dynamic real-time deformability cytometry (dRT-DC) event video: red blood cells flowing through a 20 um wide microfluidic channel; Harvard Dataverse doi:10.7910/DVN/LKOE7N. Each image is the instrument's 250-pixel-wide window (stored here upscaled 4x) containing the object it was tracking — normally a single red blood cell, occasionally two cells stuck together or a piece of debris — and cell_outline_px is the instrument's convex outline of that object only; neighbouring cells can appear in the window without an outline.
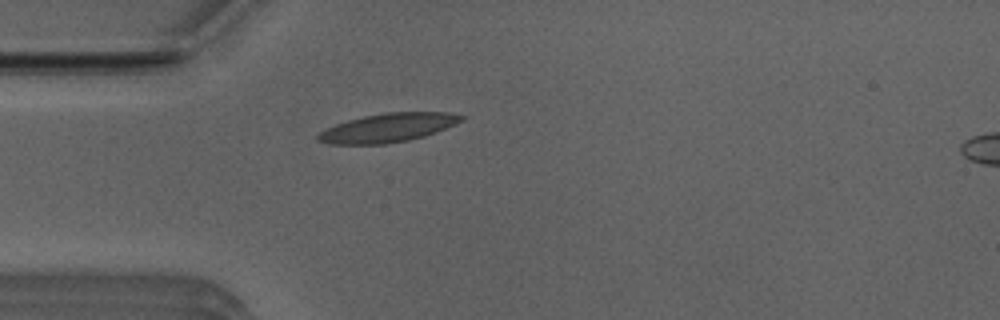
{"species": "Egyptian fruit bat (a non-hibernating species)", "species_latin": "Rousettus aegyptiacus", "temperature_condition": "room temperature", "stored_images_in_passage": 36, "camera_frame_rate_fps": 3000, "um_per_image_px": 0.085, "animal": {"sex": "male"}, "frame": {"image": 1, "passage_image": 1, "time_ms": 0.0, "image_size_px": [1000, 320], "cell_outline_px": [[468, 116], [464, 120], [436, 132], [424, 136], [408, 140], [384, 144], [332, 144], [316, 140], [316, 136], [320, 132], [336, 124], [348, 120], [364, 116], [384, 112], [448, 112]], "centroid_in_image_um": [33.01, 10.85], "position_along_channel_um": 52.0, "area_um2": 23.99}}
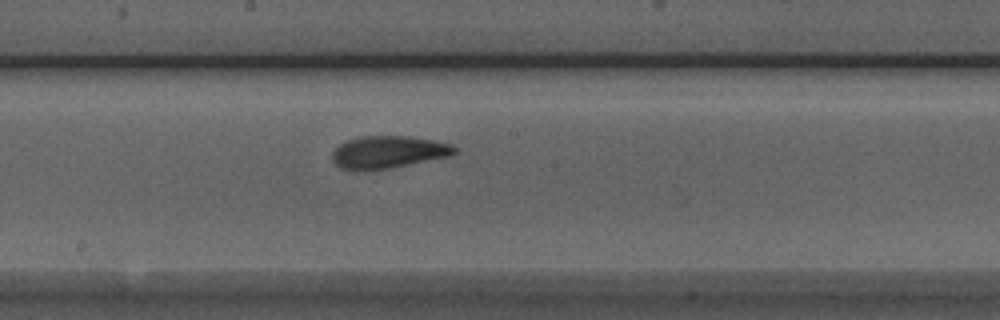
{"frame": {"image": 2, "passage_image": 14, "time_ms": 4.333, "image_size_px": [1000, 320], "cell_outline_px": [[460, 148], [452, 156], [388, 168], [340, 168], [332, 160], [332, 152], [340, 144], [348, 140], [360, 136], [408, 136], [436, 140], [452, 144]], "centroid_in_image_um": [33.1, 12.89], "position_along_channel_um": 215.1, "area_um2": 22.77}}
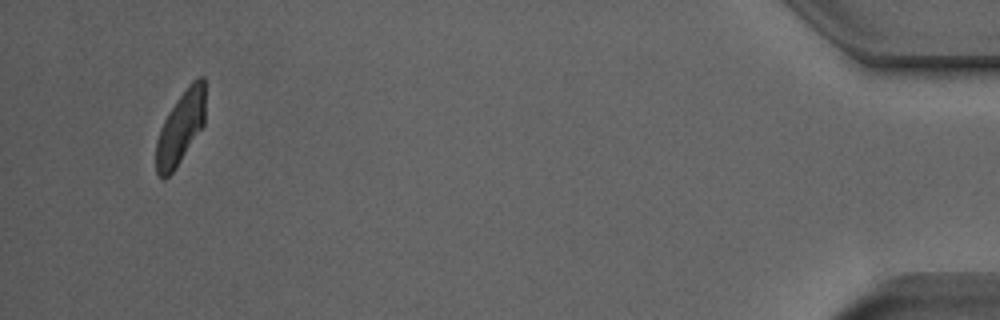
{"frame": {"image": 3, "passage_image": 36, "time_ms": 11.667, "image_size_px": [1000, 320], "cell_outline_px": [[204, 124], [172, 172], [164, 180], [156, 172], [156, 140], [160, 128], [168, 112], [176, 100], [188, 84], [192, 80], [200, 76], [204, 76]], "centroid_in_image_um": [15.33, 10.82], "position_along_channel_um": 419.9, "area_um2": 20.58}, "authors_computed_cell_mechanics": {"area_um2": 22.6576, "velocity_mm_per_s": 3.9364, "shape_relaxation_time_tau1_ms": 4.239, "shape_relaxation_time_tau2_ms": 1.6552, "deformation_change_tau1": 0.1402, "deformation_change_tau2": 0.0742}}